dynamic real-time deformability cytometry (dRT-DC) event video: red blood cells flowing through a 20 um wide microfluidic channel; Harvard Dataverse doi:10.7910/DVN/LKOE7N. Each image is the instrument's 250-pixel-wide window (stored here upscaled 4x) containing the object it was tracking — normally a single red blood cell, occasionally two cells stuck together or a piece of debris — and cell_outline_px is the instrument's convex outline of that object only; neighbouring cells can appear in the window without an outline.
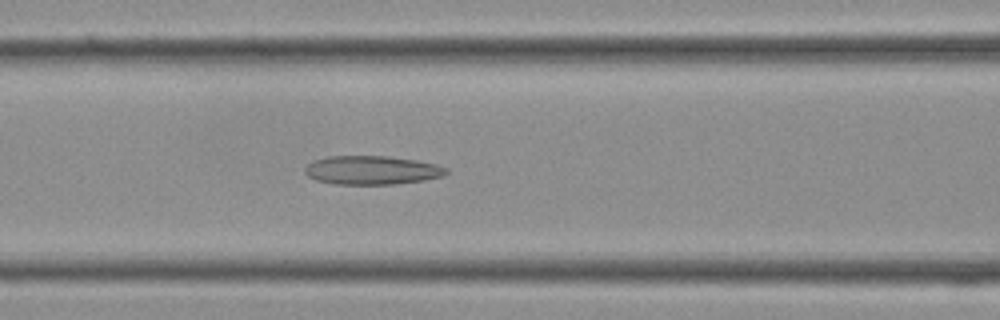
{"species": "Egyptian fruit bat (a non-hibernating species)", "species_latin": "Rousettus aegyptiacus", "temperature_condition": "cold", "stored_images_in_passage": 37, "camera_frame_rate_fps": 3000, "um_per_image_px": 0.085, "frame": {"image": 1, "passage_image": 15, "time_ms": 4.667, "image_size_px": [1000, 320], "cell_outline_px": [[448, 172], [444, 176], [424, 180], [396, 184], [332, 184], [316, 180], [308, 176], [304, 172], [304, 168], [312, 160], [328, 156], [388, 156], [416, 160], [436, 164], [448, 168]], "centroid_in_image_um": [31.6, 14.46], "position_along_channel_um": 135.0, "area_um2": 23.87}}
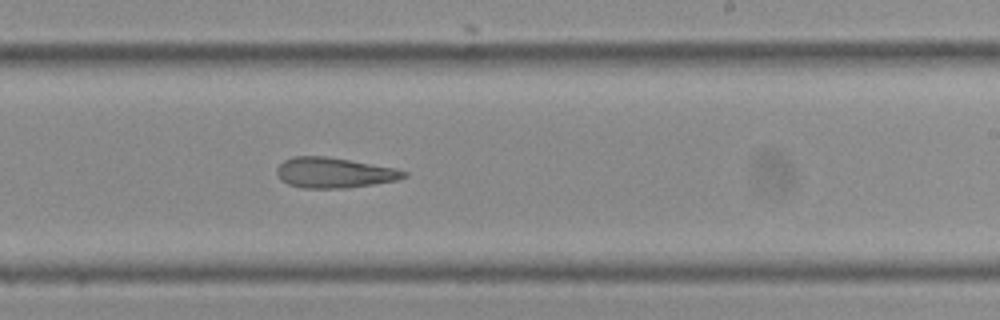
{"frame": {"image": 2, "passage_image": 22, "time_ms": 7.0, "image_size_px": [1000, 320], "cell_outline_px": [[408, 176], [396, 180], [372, 184], [344, 188], [304, 188], [288, 184], [280, 180], [276, 172], [276, 168], [284, 160], [292, 156], [328, 156], [396, 168], [408, 172]], "centroid_in_image_um": [28.38, 14.67], "position_along_channel_um": 260.6, "area_um2": 22.54}}
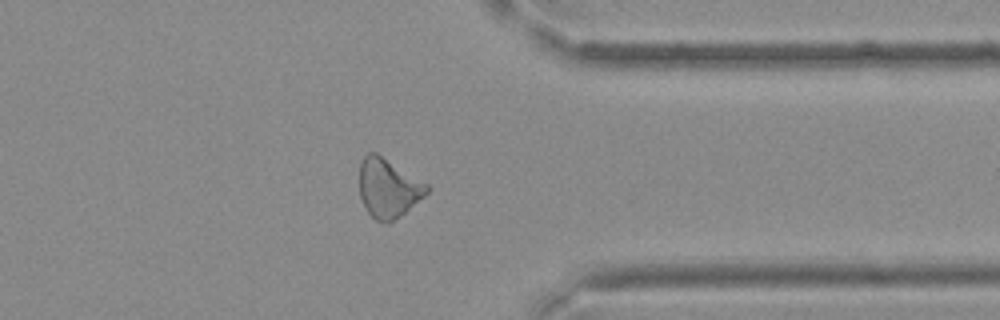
{"frame": {"image": 3, "passage_image": 29, "time_ms": 9.333, "image_size_px": [1000, 320], "cell_outline_px": [[428, 192], [424, 196], [404, 212], [388, 224], [384, 224], [376, 220], [368, 212], [360, 196], [360, 160], [368, 152], [376, 152], [428, 184]], "centroid_in_image_um": [32.98, 15.97], "position_along_channel_um": 378.4, "area_um2": 22.95}}